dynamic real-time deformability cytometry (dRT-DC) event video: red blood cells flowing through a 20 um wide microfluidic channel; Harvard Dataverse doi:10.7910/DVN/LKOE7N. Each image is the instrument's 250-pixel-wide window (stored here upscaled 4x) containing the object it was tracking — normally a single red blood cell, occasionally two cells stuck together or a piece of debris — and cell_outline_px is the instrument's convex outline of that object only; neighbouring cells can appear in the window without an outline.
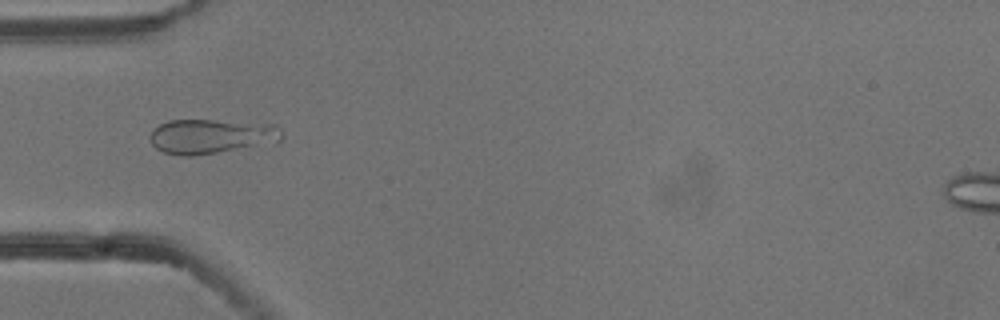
{"species": "common noctule bat (a hibernating species)", "species_latin": "Nyctalus noctula", "temperature_condition": "cold", "stored_images_in_passage": 6, "camera_frame_rate_fps": 3000, "um_per_image_px": 0.085, "animal": {"sex": "male", "body_mass_g": 13.3}, "frame": {"image": 1, "passage_image": 5, "time_ms": 1.333, "image_size_px": [1000, 320], "cell_outline_px": [[284, 136], [276, 144], [192, 156], [180, 156], [164, 152], [156, 148], [152, 144], [148, 136], [152, 128], [168, 120], [212, 120], [276, 124], [280, 128]], "centroid_in_image_um": [18.0, 11.59], "position_along_channel_um": 67.0, "area_um2": 27.22}}